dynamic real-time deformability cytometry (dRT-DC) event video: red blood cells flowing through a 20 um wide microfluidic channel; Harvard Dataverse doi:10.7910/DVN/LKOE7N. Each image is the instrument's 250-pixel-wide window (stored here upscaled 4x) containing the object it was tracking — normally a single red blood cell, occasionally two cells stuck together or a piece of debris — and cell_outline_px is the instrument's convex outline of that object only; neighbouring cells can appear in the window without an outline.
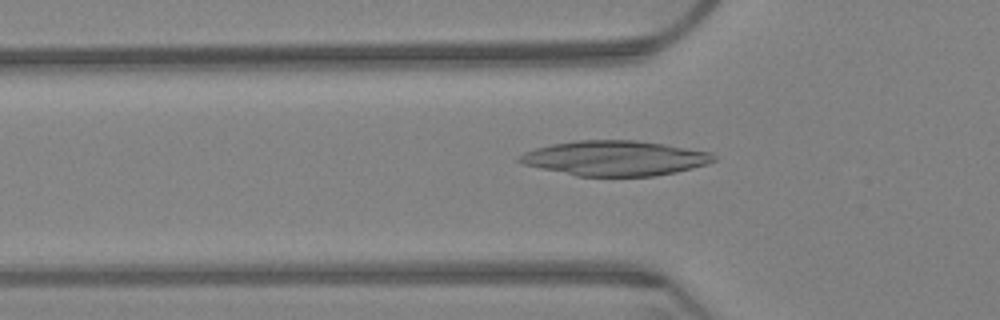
{"species": "Egyptian fruit bat (a non-hibernating species)", "species_latin": "Rousettus aegyptiacus", "temperature_condition": "warm", "stored_images_in_passage": 52, "camera_frame_rate_fps": 3000, "um_per_image_px": 0.085, "animal": {"sex": "female"}, "frame": {"image": 1, "passage_image": 9, "time_ms": 2.667, "image_size_px": [1000, 320], "cell_outline_px": [[716, 160], [708, 164], [676, 172], [652, 176], [576, 176], [540, 168], [524, 164], [516, 160], [524, 152], [536, 148], [552, 144], [576, 140], [636, 140], [664, 144], [712, 152], [716, 156]], "centroid_in_image_um": [52.29, 13.44], "position_along_channel_um": 73.5, "area_um2": 39.59}}
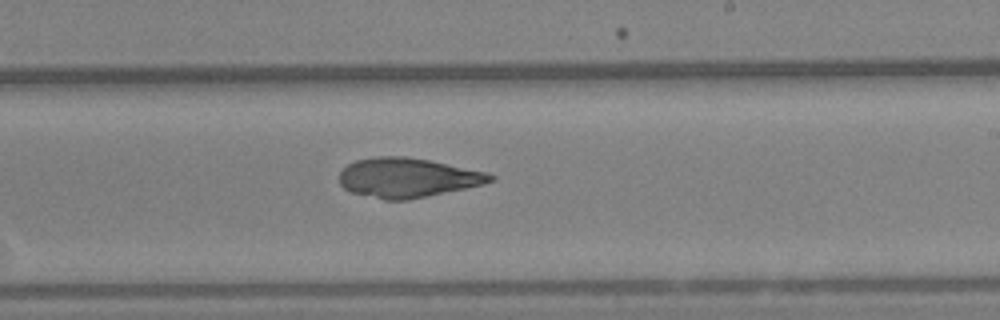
{"frame": {"image": 2, "passage_image": 26, "time_ms": 8.333, "image_size_px": [1000, 320], "cell_outline_px": [[496, 180], [484, 184], [408, 200], [384, 200], [352, 192], [344, 188], [340, 184], [340, 172], [348, 164], [356, 160], [376, 156], [404, 156], [428, 160], [488, 172], [496, 176]], "centroid_in_image_um": [34.66, 15.1], "position_along_channel_um": 254.3, "area_um2": 34.68}}
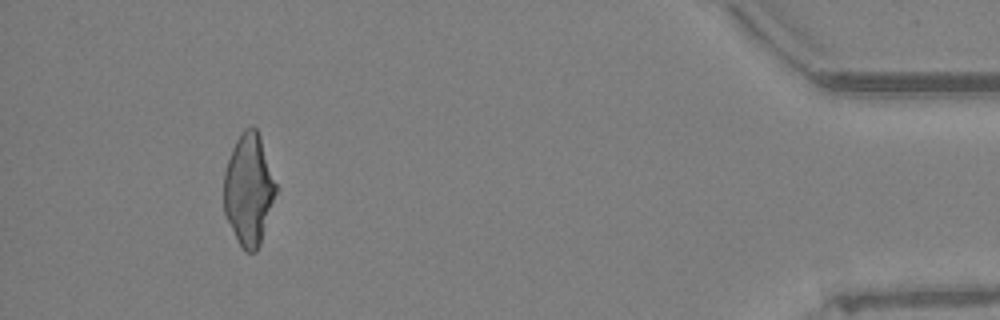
{"frame": {"image": 3, "passage_image": 47, "time_ms": 15.333, "image_size_px": [1000, 320], "cell_outline_px": [[276, 192], [260, 244], [256, 252], [244, 252], [224, 212], [224, 172], [232, 148], [236, 140], [244, 128], [252, 124], [256, 128], [260, 136], [276, 184]], "centroid_in_image_um": [21.13, 16.08], "position_along_channel_um": 414.1, "area_um2": 33.35}}